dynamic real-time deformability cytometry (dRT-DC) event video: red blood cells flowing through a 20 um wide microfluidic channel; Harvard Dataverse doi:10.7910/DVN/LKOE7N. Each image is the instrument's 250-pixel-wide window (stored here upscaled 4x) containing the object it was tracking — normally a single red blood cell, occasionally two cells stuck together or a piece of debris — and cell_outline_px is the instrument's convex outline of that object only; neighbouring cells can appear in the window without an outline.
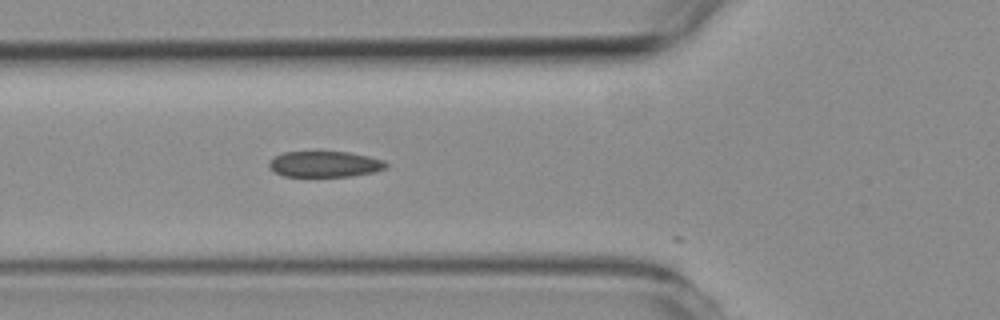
{"species": "common noctule bat (a hibernating species)", "species_latin": "Nyctalus noctula", "temperature_condition": "room temperature", "stored_images_in_passage": 6, "camera_frame_rate_fps": 3000, "um_per_image_px": 0.085, "animal": {"sex": "female", "body_mass_g": 19.3, "forearm_length_mm": 54.1}, "frame": {"image": 1, "passage_image": 2, "time_ms": 0.333, "image_size_px": [1000, 320], "cell_outline_px": [[388, 168], [376, 172], [352, 176], [284, 176], [276, 172], [268, 164], [276, 156], [284, 152], [348, 152], [368, 156], [384, 160], [388, 164]], "centroid_in_image_um": [27.69, 13.95], "position_along_channel_um": 98.1, "area_um2": 17.51}}
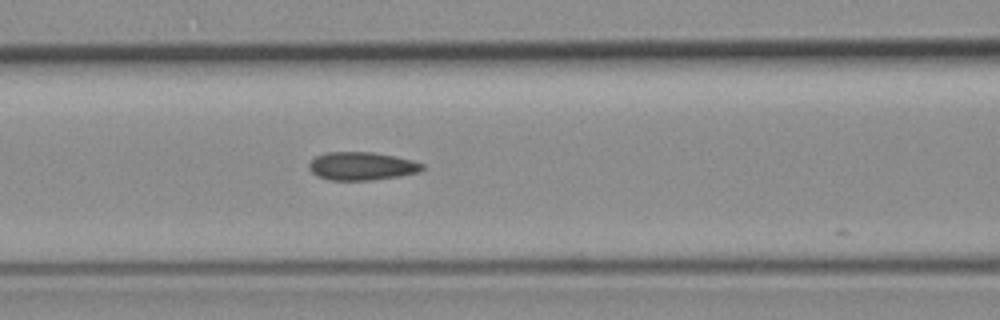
{"frame": {"image": 2, "passage_image": 5, "time_ms": 1.333, "image_size_px": [1000, 320], "cell_outline_px": [[424, 168], [420, 172], [400, 176], [372, 180], [328, 180], [312, 172], [308, 168], [308, 164], [316, 156], [324, 152], [372, 152], [396, 156], [412, 160], [424, 164]], "centroid_in_image_um": [30.76, 14.11], "position_along_channel_um": 135.8, "area_um2": 18.67}}